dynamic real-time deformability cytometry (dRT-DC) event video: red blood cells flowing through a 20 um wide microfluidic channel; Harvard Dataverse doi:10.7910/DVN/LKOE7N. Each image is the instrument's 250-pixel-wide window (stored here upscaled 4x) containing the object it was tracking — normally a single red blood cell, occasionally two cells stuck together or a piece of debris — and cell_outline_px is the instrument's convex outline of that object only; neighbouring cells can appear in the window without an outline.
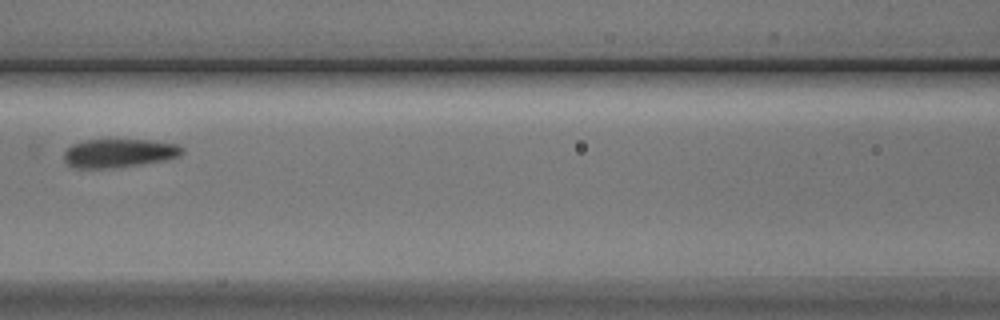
{"species": "Egyptian fruit bat (a non-hibernating species)", "species_latin": "Rousettus aegyptiacus", "temperature_condition": "cold", "stored_images_in_passage": 5, "camera_frame_rate_fps": 3000, "um_per_image_px": 0.085, "animal": {"sex": "male"}, "frame": {"image": 1, "passage_image": 4, "time_ms": 3.667, "image_size_px": [1000, 320], "cell_outline_px": [[184, 152], [180, 156], [168, 160], [112, 168], [72, 168], [64, 160], [64, 152], [72, 144], [84, 140], [148, 140], [176, 144], [184, 148]], "centroid_in_image_um": [10.12, 13.02], "position_along_channel_um": 156.5, "area_um2": 19.77}}
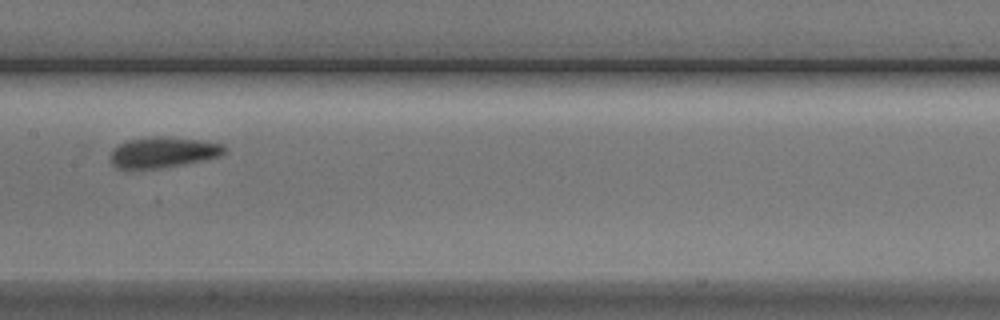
{"frame": {"image": 2, "passage_image": 5, "time_ms": 4.667, "image_size_px": [1000, 320], "cell_outline_px": [[228, 152], [220, 156], [204, 160], [164, 168], [116, 168], [112, 164], [112, 148], [128, 140], [152, 136], [168, 136], [200, 140], [224, 144], [228, 148]], "centroid_in_image_um": [13.94, 12.93], "position_along_channel_um": 193.5, "area_um2": 20.58}}